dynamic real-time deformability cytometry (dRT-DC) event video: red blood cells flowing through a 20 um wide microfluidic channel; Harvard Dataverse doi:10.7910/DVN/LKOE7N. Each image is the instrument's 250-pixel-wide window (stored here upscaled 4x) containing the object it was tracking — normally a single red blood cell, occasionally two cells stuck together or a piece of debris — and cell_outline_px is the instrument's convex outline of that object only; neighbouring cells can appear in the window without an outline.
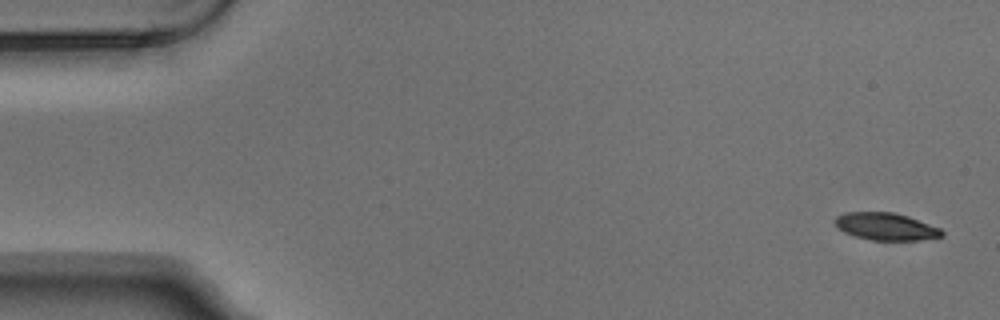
{"species": "Egyptian fruit bat (a non-hibernating species)", "species_latin": "Rousettus aegyptiacus", "temperature_condition": "warm", "stored_images_in_passage": 5, "camera_frame_rate_fps": 3000, "um_per_image_px": 0.085, "animal": {"sex": "male"}, "frame": {"image": 1, "passage_image": 1, "time_ms": 0.0, "image_size_px": [1000, 320], "cell_outline_px": [[944, 236], [920, 240], [872, 240], [856, 236], [844, 232], [832, 220], [836, 216], [844, 212], [892, 212], [908, 216], [940, 228], [944, 232]], "centroid_in_image_um": [75.3, 19.25], "position_along_channel_um": 9.7, "area_um2": 16.99}}
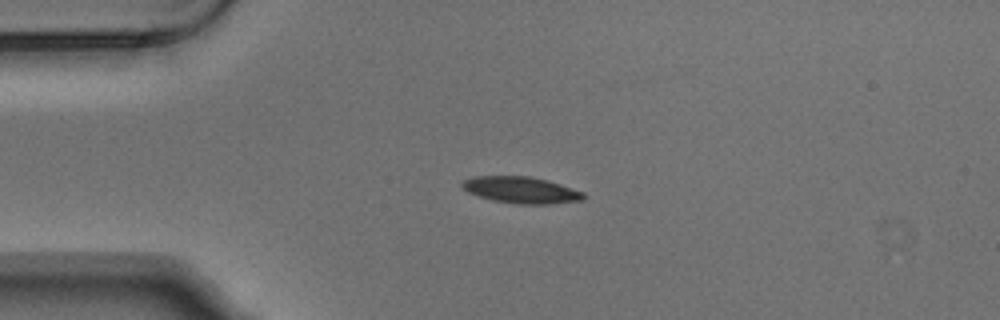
{"frame": {"image": 2, "passage_image": 4, "time_ms": 1.0, "image_size_px": [1000, 320], "cell_outline_px": [[588, 196], [584, 200], [548, 204], [520, 204], [492, 200], [468, 192], [460, 184], [464, 180], [472, 176], [532, 176], [548, 180], [584, 192]], "centroid_in_image_um": [44.34, 16.14], "position_along_channel_um": 40.7, "area_um2": 18.84}}